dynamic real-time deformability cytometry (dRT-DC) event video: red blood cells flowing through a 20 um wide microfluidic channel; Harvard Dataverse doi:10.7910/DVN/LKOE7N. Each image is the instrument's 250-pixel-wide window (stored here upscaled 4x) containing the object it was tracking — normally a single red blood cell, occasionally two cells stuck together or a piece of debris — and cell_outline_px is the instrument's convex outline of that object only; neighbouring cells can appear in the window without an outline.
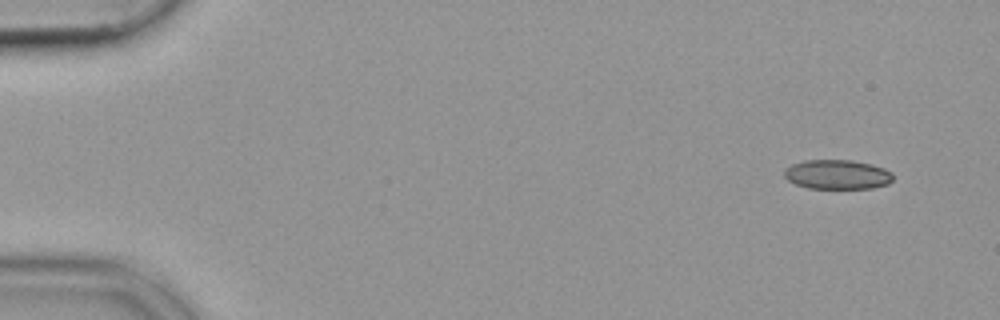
{"species": "common noctule bat (a hibernating species)", "species_latin": "Nyctalus noctula", "temperature_condition": "cold", "stored_images_in_passage": 13, "camera_frame_rate_fps": 3000, "um_per_image_px": 0.085, "animal": {"sex": "female", "body_mass_g": 19.9}, "frame": {"image": 1, "passage_image": 3, "time_ms": 0.667, "image_size_px": [1000, 320], "cell_outline_px": [[892, 180], [888, 184], [872, 188], [808, 188], [796, 184], [788, 180], [784, 176], [784, 168], [792, 164], [804, 160], [852, 160], [872, 164], [884, 168], [892, 172]], "centroid_in_image_um": [71.16, 14.82], "position_along_channel_um": 13.8, "area_um2": 18.73}}